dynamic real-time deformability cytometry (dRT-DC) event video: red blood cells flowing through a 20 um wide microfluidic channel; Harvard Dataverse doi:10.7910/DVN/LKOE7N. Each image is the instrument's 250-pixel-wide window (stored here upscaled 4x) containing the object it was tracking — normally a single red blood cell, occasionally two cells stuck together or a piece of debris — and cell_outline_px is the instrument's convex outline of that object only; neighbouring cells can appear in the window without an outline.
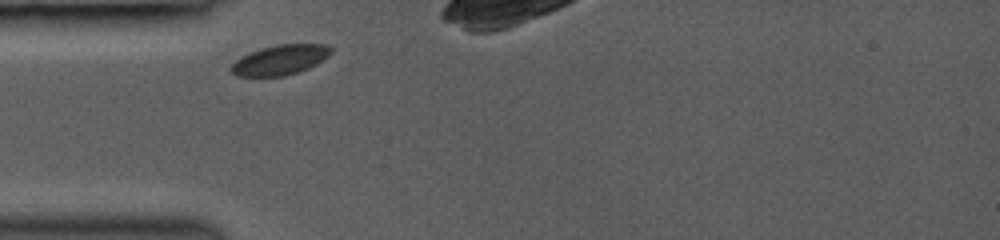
{"species": "common noctule bat (a hibernating species)", "species_latin": "Nyctalus noctula", "temperature_condition": "room temperature", "stored_images_in_passage": 4, "camera_frame_rate_fps": 3000, "um_per_image_px": 0.085, "animal": {"sex": "female", "body_mass_g": 19.0, "forearm_length_mm": 53.3}, "frame": {"image": 1, "passage_image": 1, "time_ms": 0.0, "image_size_px": [1000, 240], "cell_outline_px": [[332, 52], [328, 56], [316, 64], [300, 72], [284, 76], [236, 76], [228, 68], [240, 56], [248, 52], [260, 48], [276, 44], [328, 44], [332, 48]], "centroid_in_image_um": [23.79, 5.08], "position_along_channel_um": 61.2, "area_um2": 17.69}}
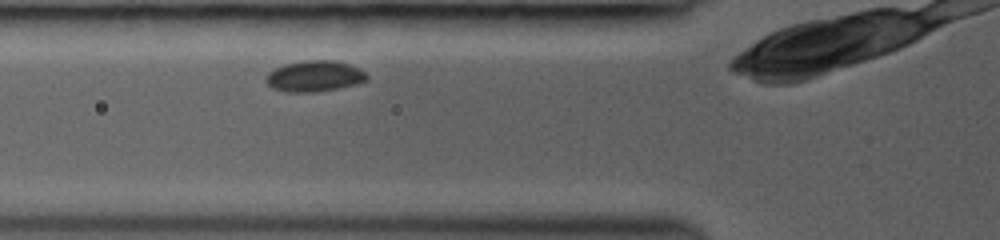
{"frame": {"image": 2, "passage_image": 3, "time_ms": 1.0, "image_size_px": [1000, 240], "cell_outline_px": [[368, 80], [356, 84], [316, 92], [284, 92], [272, 88], [264, 80], [264, 76], [268, 72], [284, 64], [304, 60], [332, 60], [348, 64], [364, 72], [368, 76]], "centroid_in_image_um": [26.67, 6.48], "position_along_channel_um": 99.1, "area_um2": 18.21}}